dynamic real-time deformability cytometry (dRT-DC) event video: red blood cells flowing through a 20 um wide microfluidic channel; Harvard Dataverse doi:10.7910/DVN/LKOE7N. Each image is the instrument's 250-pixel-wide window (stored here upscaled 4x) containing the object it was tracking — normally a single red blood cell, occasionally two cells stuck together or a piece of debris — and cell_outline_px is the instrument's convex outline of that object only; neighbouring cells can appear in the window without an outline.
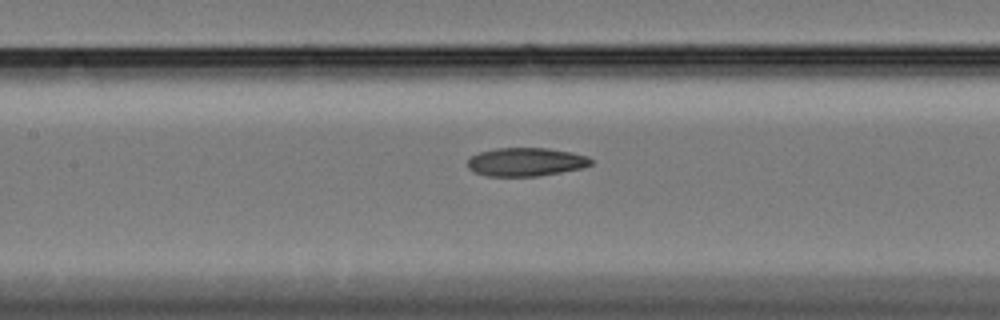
{"species": "Egyptian fruit bat (a non-hibernating species)", "species_latin": "Rousettus aegyptiacus", "temperature_condition": "cold", "stored_images_in_passage": 37, "camera_frame_rate_fps": 3000, "um_per_image_px": 0.085, "animal": {"sex": "female"}, "frame": {"image": 1, "passage_image": 13, "time_ms": 4.0, "image_size_px": [1000, 320], "cell_outline_px": [[592, 164], [584, 168], [536, 176], [488, 176], [476, 172], [468, 168], [468, 160], [472, 156], [480, 152], [496, 148], [548, 148], [572, 152], [588, 156], [592, 160]], "centroid_in_image_um": [44.74, 13.76], "position_along_channel_um": 162.7, "area_um2": 20.4}}
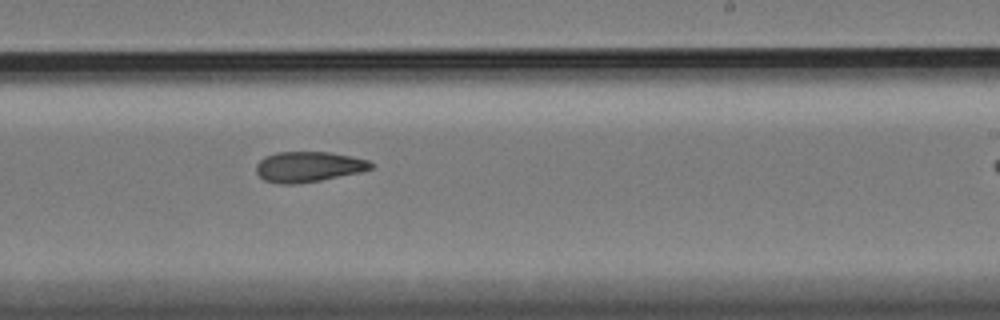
{"frame": {"image": 2, "passage_image": 22, "time_ms": 7.0, "image_size_px": [1000, 320], "cell_outline_px": [[372, 168], [360, 172], [320, 180], [296, 184], [280, 184], [264, 180], [256, 172], [256, 164], [264, 156], [276, 152], [332, 152], [352, 156], [368, 160], [372, 164]], "centroid_in_image_um": [26.19, 14.17], "position_along_channel_um": 262.8, "area_um2": 20.35}}
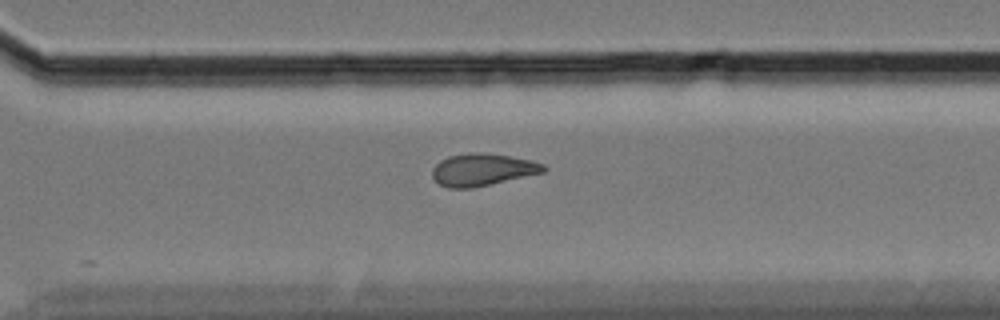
{"frame": {"image": 3, "passage_image": 28, "time_ms": 9.0, "image_size_px": [1000, 320], "cell_outline_px": [[548, 168], [544, 172], [492, 184], [472, 188], [448, 188], [440, 184], [432, 176], [432, 168], [440, 160], [448, 156], [468, 152], [472, 152], [512, 156], [532, 160], [544, 164]], "centroid_in_image_um": [41.02, 14.42], "position_along_channel_um": 329.6, "area_um2": 20.98}}